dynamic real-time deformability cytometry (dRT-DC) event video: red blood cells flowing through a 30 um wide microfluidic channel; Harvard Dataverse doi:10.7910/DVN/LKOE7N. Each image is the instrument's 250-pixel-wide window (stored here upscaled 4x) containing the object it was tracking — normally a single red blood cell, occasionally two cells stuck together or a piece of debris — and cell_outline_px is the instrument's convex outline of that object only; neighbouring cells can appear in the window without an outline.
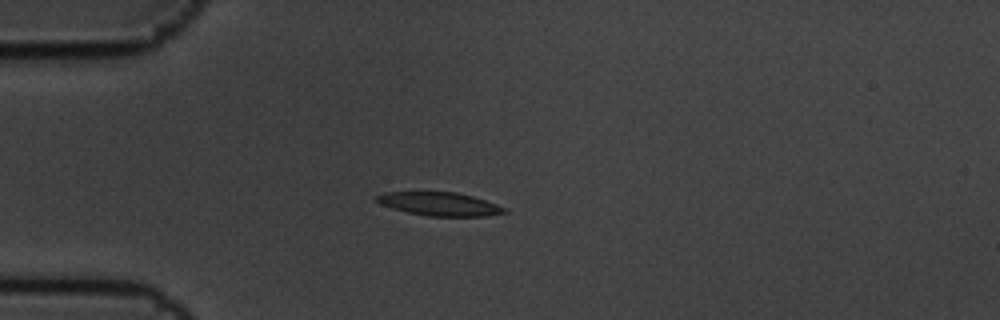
{"species": "common noctule bat (a hibernating species)", "species_latin": "Nyctalus noctula", "temperature_condition": "cold", "stored_images_in_passage": 2, "camera_frame_rate_fps": 3000, "um_per_image_px": 0.085, "animal": {"sex": "male", "body_mass_g": 19.5, "forearm_length_mm": 54.6}, "frame": {"image": 1, "passage_image": 1, "time_ms": 0.0, "image_size_px": [1000, 320], "cell_outline_px": [[508, 212], [488, 216], [428, 216], [408, 212], [392, 208], [380, 204], [376, 200], [376, 196], [380, 192], [456, 192], [472, 196], [508, 208]], "centroid_in_image_um": [37.37, 17.34], "position_along_channel_um": 47.6, "area_um2": 17.46}}